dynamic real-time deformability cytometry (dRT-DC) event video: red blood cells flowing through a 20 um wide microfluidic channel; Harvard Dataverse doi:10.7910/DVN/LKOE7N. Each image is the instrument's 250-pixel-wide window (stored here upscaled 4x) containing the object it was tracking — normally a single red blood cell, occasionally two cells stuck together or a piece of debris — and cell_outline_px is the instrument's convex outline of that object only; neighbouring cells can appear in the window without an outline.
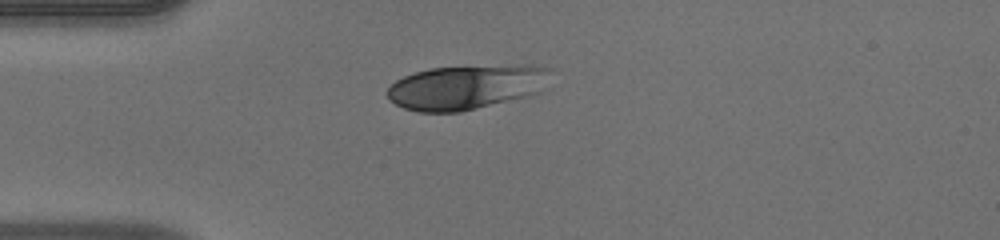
{"species": "human", "species_latin": "Homo sapiens", "temperature_condition": "warm", "stored_images_in_passage": 38, "camera_frame_rate_fps": 3000, "um_per_image_px": 0.085, "donor": {"sex": "male"}, "frame": {"image": 1, "passage_image": 1, "time_ms": 0.0, "image_size_px": [1000, 240], "cell_outline_px": [[552, 68], [536, 92], [528, 96], [460, 112], [416, 112], [404, 108], [388, 100], [388, 88], [396, 80], [404, 76], [428, 68], [528, 64]], "centroid_in_image_um": [39.57, 7.4], "position_along_channel_um": 45.4, "area_um2": 41.96}}
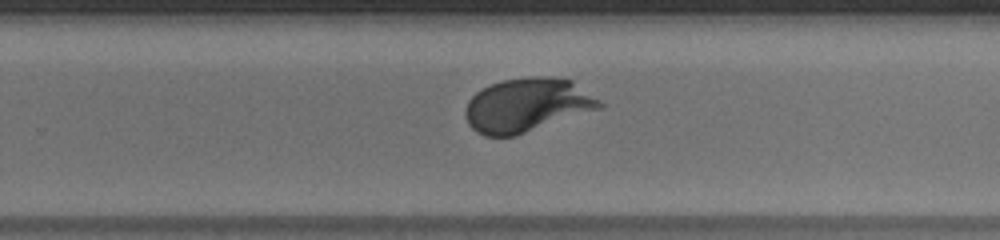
{"frame": {"image": 2, "passage_image": 20, "time_ms": 6.333, "image_size_px": [1000, 240], "cell_outline_px": [[604, 108], [516, 136], [484, 136], [476, 132], [468, 124], [464, 112], [464, 108], [468, 100], [476, 92], [492, 84], [504, 80], [528, 76], [548, 76], [572, 80], [600, 100], [604, 104]], "centroid_in_image_um": [44.82, 8.94], "position_along_channel_um": 285.0, "area_um2": 42.54}}
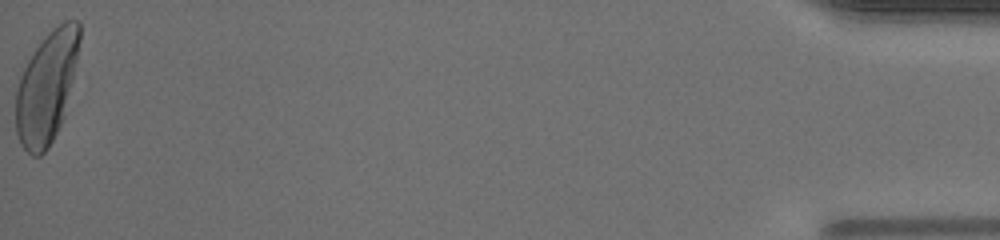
{"frame": {"image": 3, "passage_image": 38, "time_ms": 12.333, "image_size_px": [1000, 240], "cell_outline_px": [[80, 40], [72, 80], [64, 116], [48, 148], [40, 156], [32, 156], [20, 144], [16, 132], [16, 92], [20, 76], [28, 60], [40, 40], [52, 28], [64, 20], [80, 20]], "centroid_in_image_um": [3.95, 7.39], "position_along_channel_um": 431.2, "area_um2": 41.15}}